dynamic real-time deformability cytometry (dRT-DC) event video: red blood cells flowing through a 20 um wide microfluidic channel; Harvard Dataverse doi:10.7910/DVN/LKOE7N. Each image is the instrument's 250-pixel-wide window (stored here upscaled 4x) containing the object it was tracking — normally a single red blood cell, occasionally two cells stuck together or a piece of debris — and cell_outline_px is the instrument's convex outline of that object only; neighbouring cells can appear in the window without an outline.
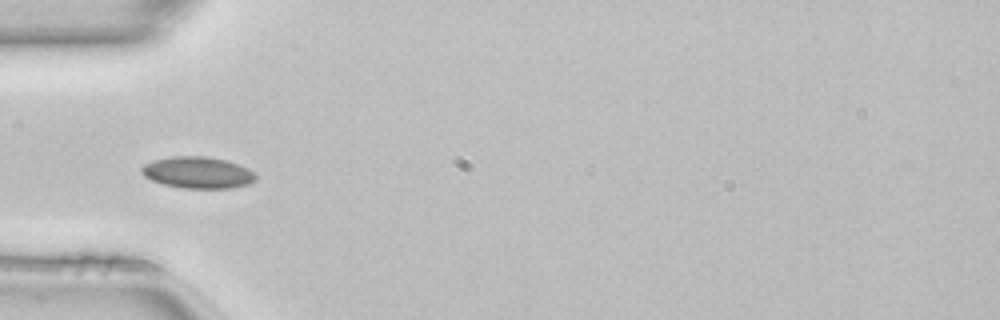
{"species": "common noctule bat (a hibernating species)", "species_latin": "Nyctalus noctula", "temperature_condition": "room temperature", "stored_images_in_passage": 35, "camera_frame_rate_fps": 3000, "um_per_image_px": 0.085, "animal": {"sex": "female", "body_mass_g": 22.7, "forearm_length_mm": 54.2}, "frame": {"image": 1, "passage_image": 1, "time_ms": 0.0, "image_size_px": [1000, 320], "cell_outline_px": [[256, 180], [248, 184], [232, 188], [184, 188], [164, 184], [152, 180], [144, 176], [140, 172], [140, 168], [144, 164], [152, 160], [172, 156], [208, 156], [224, 160], [248, 168], [256, 176]], "centroid_in_image_um": [16.77, 14.66], "position_along_channel_um": 68.2, "area_um2": 20.98}}
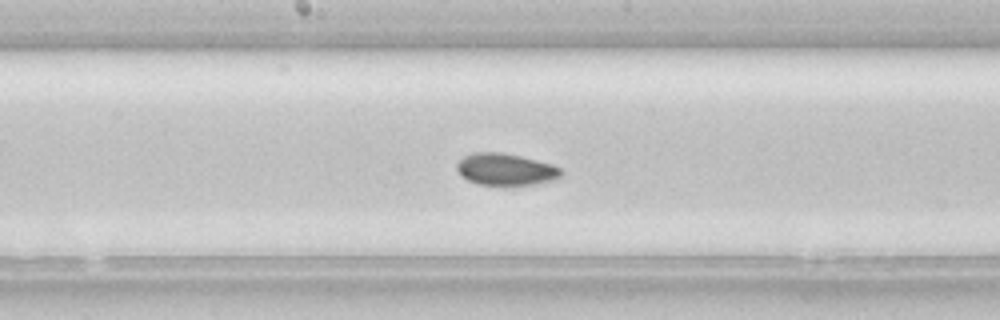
{"frame": {"image": 2, "passage_image": 11, "time_ms": 3.333, "image_size_px": [1000, 320], "cell_outline_px": [[564, 172], [556, 180], [536, 184], [480, 184], [468, 180], [456, 168], [456, 164], [464, 156], [472, 152], [504, 152], [552, 164], [560, 168]], "centroid_in_image_um": [43.01, 14.38], "position_along_channel_um": 205.2, "area_um2": 19.19}}
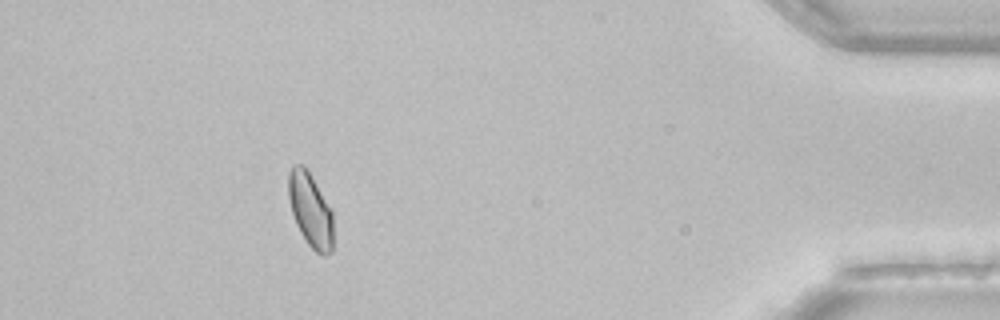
{"frame": {"image": 3, "passage_image": 30, "time_ms": 9.667, "image_size_px": [1000, 320], "cell_outline_px": [[332, 252], [328, 256], [324, 256], [316, 252], [308, 244], [300, 232], [296, 224], [292, 212], [288, 196], [288, 172], [292, 164], [304, 164], [312, 176], [332, 208]], "centroid_in_image_um": [26.38, 17.82], "position_along_channel_um": 408.8, "area_um2": 19.65}, "authors_computed_cell_mechanics": {"area_um2": 19.363, "velocity_mm_per_s": 4.109, "shape_relaxation_time_tau1_ms": null, "shape_relaxation_time_tau2_ms": 2.46, "deformation_change_tau1": null, "deformation_change_tau2": 0.0424}}